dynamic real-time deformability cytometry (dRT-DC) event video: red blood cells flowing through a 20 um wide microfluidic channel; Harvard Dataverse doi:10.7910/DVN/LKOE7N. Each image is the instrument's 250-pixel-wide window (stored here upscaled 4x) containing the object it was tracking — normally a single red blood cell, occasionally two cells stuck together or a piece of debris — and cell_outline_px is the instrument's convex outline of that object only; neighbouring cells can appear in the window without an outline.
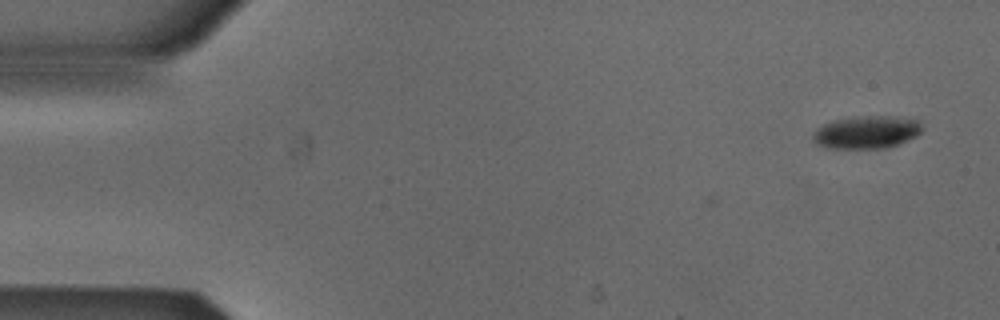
{"species": "Egyptian fruit bat (a non-hibernating species)", "species_latin": "Rousettus aegyptiacus", "temperature_condition": "cold", "stored_images_in_passage": 2, "camera_frame_rate_fps": 3000, "um_per_image_px": 0.085, "animal": {"sex": "male"}, "frame": {"image": 1, "passage_image": 2, "time_ms": 0.333, "image_size_px": [1000, 320], "cell_outline_px": [[920, 132], [916, 136], [896, 144], [884, 148], [828, 148], [816, 144], [812, 140], [812, 132], [816, 128], [824, 124], [836, 120], [856, 116], [888, 116], [916, 120], [920, 124]], "centroid_in_image_um": [73.57, 11.24], "position_along_channel_um": 11.4, "area_um2": 20.52}}